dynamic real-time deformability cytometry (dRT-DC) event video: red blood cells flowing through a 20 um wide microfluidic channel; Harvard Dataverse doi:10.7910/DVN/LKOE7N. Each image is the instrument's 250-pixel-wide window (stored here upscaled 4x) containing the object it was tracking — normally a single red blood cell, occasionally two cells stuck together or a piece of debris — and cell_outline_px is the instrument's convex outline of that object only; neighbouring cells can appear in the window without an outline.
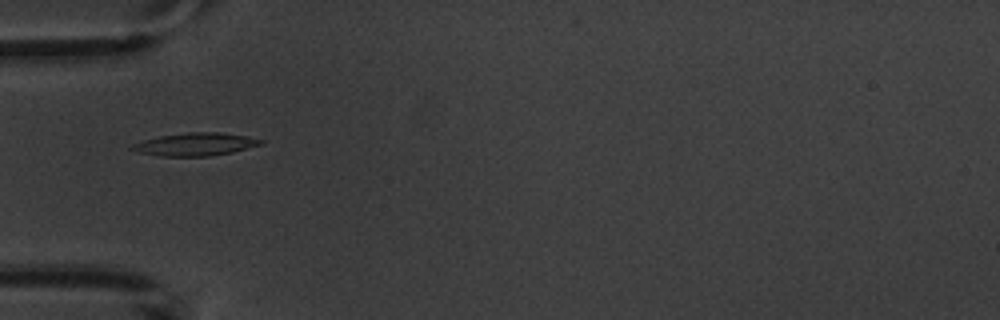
{"species": "common noctule bat (a hibernating species)", "species_latin": "Nyctalus noctula", "temperature_condition": "warm", "stored_images_in_passage": 7, "camera_frame_rate_fps": 3000, "um_per_image_px": 0.085, "animal": {"sex": "male", "body_mass_g": 20.1, "forearm_length_mm": 53.5}, "frame": {"image": 1, "passage_image": 5, "time_ms": 5.333, "image_size_px": [1000, 320], "cell_outline_px": [[264, 144], [232, 152], [208, 156], [160, 156], [136, 152], [128, 148], [132, 144], [144, 140], [160, 136], [188, 132], [220, 132], [248, 136], [264, 140]], "centroid_in_image_um": [16.61, 12.26], "position_along_channel_um": 68.4, "area_um2": 17.22}}
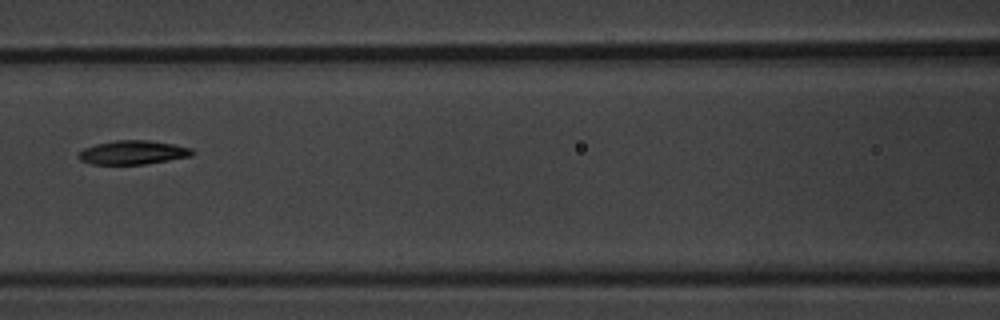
{"frame": {"image": 2, "passage_image": 7, "time_ms": 7.667, "image_size_px": [1000, 320], "cell_outline_px": [[196, 152], [192, 156], [144, 164], [92, 164], [80, 160], [76, 156], [84, 148], [96, 144], [116, 140], [148, 140], [172, 144], [192, 148]], "centroid_in_image_um": [11.3, 12.96], "position_along_channel_um": 155.3, "area_um2": 15.78}}